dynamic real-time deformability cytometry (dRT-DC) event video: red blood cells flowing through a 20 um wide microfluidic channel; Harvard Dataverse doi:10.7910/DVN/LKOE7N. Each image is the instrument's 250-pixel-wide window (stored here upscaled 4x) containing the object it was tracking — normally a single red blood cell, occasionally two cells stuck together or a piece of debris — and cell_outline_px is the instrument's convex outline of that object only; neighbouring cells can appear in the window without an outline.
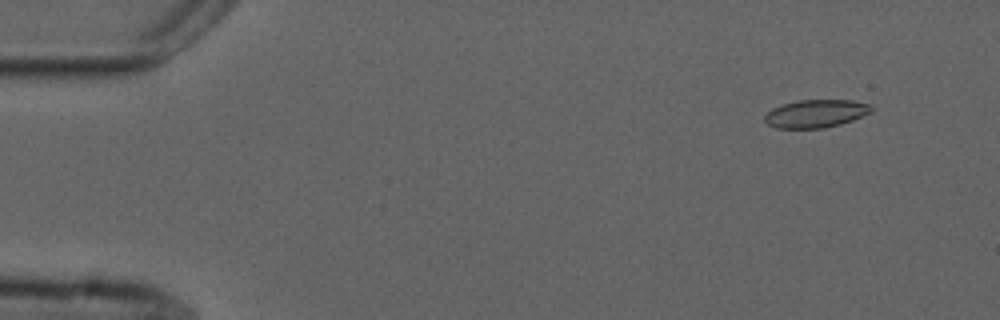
{"species": "common noctule bat (a hibernating species)", "species_latin": "Nyctalus noctula", "temperature_condition": "cold", "stored_images_in_passage": 51, "camera_frame_rate_fps": 3000, "um_per_image_px": 0.085, "animal": {"sex": "male", "forearm_length_mm": 52.5}, "frame": {"image": 1, "passage_image": 1, "time_ms": 0.0, "image_size_px": [1000, 320], "cell_outline_px": [[872, 112], [852, 120], [840, 124], [824, 128], [776, 128], [768, 124], [764, 120], [764, 116], [772, 108], [796, 100], [852, 100], [872, 104]], "centroid_in_image_um": [69.36, 9.65], "position_along_channel_um": 15.6, "area_um2": 17.4}}
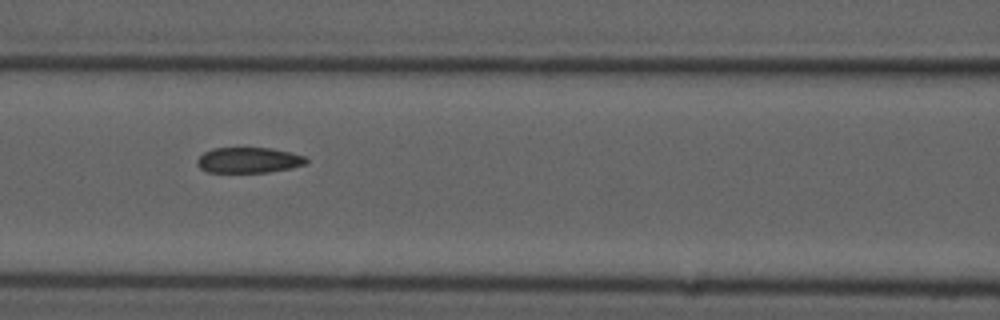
{"frame": {"image": 2, "passage_image": 20, "time_ms": 6.333, "image_size_px": [1000, 320], "cell_outline_px": [[308, 160], [304, 164], [292, 168], [268, 172], [208, 172], [200, 168], [196, 164], [196, 160], [204, 152], [212, 148], [272, 148], [304, 156]], "centroid_in_image_um": [21.1, 13.61], "position_along_channel_um": 145.5, "area_um2": 16.18}}
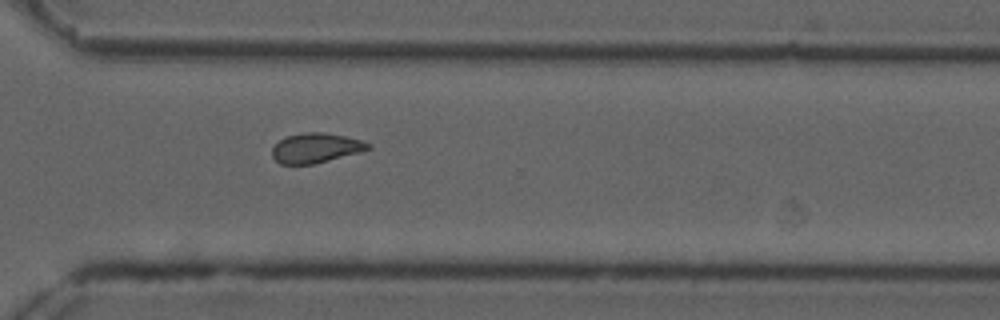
{"frame": {"image": 3, "passage_image": 36, "time_ms": 11.667, "image_size_px": [1000, 320], "cell_outline_px": [[372, 148], [360, 152], [312, 164], [280, 164], [272, 156], [272, 148], [280, 140], [288, 136], [304, 132], [324, 132], [344, 136], [360, 140], [372, 144]], "centroid_in_image_um": [26.85, 12.57], "position_along_channel_um": 343.7, "area_um2": 16.47}, "authors_computed_cell_mechanics": {"area_um2": 17.2244, "velocity_mm_per_s": 3.7269, "shape_relaxation_time_tau1_ms": 7.7219, "shape_relaxation_time_tau2_ms": 2.5624, "deformation_change_tau1": 0.151, "deformation_change_tau2": 0.0802}}